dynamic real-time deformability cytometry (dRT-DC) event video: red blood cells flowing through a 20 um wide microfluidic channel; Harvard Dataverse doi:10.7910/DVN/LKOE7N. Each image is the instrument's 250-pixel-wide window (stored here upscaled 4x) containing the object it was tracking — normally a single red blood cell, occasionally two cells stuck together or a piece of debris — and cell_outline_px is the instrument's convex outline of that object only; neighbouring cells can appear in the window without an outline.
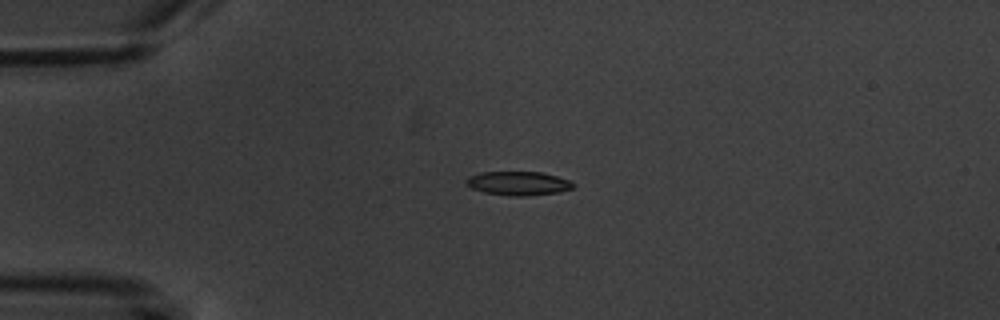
{"species": "common noctule bat (a hibernating species)", "species_latin": "Nyctalus noctula", "temperature_condition": "warm", "stored_images_in_passage": 4, "camera_frame_rate_fps": 3000, "um_per_image_px": 0.085, "animal": {"sex": "male", "body_mass_g": 20.1, "forearm_length_mm": 53.5}, "frame": {"image": 1, "passage_image": 3, "time_ms": 3.333, "image_size_px": [1000, 320], "cell_outline_px": [[576, 184], [572, 188], [560, 192], [524, 196], [512, 196], [484, 192], [472, 188], [464, 184], [464, 180], [468, 176], [480, 172], [540, 172], [556, 176], [568, 180]], "centroid_in_image_um": [44.01, 15.58], "position_along_channel_um": 41.0, "area_um2": 14.91}}